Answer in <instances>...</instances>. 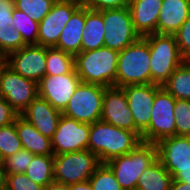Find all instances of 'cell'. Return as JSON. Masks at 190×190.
I'll return each mask as SVG.
<instances>
[{"label": "cell", "instance_id": "1", "mask_svg": "<svg viewBox=\"0 0 190 190\" xmlns=\"http://www.w3.org/2000/svg\"><path fill=\"white\" fill-rule=\"evenodd\" d=\"M141 141L133 131L121 129L102 120L90 124L88 149L101 163L131 152Z\"/></svg>", "mask_w": 190, "mask_h": 190}, {"label": "cell", "instance_id": "2", "mask_svg": "<svg viewBox=\"0 0 190 190\" xmlns=\"http://www.w3.org/2000/svg\"><path fill=\"white\" fill-rule=\"evenodd\" d=\"M119 52L108 47L81 51L74 56L75 71L83 83L116 86Z\"/></svg>", "mask_w": 190, "mask_h": 190}, {"label": "cell", "instance_id": "3", "mask_svg": "<svg viewBox=\"0 0 190 190\" xmlns=\"http://www.w3.org/2000/svg\"><path fill=\"white\" fill-rule=\"evenodd\" d=\"M143 38L149 44L151 84L162 86L184 62L175 35L152 33Z\"/></svg>", "mask_w": 190, "mask_h": 190}, {"label": "cell", "instance_id": "4", "mask_svg": "<svg viewBox=\"0 0 190 190\" xmlns=\"http://www.w3.org/2000/svg\"><path fill=\"white\" fill-rule=\"evenodd\" d=\"M135 84H151L149 44L143 37L118 56L116 87Z\"/></svg>", "mask_w": 190, "mask_h": 190}, {"label": "cell", "instance_id": "5", "mask_svg": "<svg viewBox=\"0 0 190 190\" xmlns=\"http://www.w3.org/2000/svg\"><path fill=\"white\" fill-rule=\"evenodd\" d=\"M157 159L155 143L140 142L131 152L113 158L106 164L123 190H136L139 176Z\"/></svg>", "mask_w": 190, "mask_h": 190}, {"label": "cell", "instance_id": "6", "mask_svg": "<svg viewBox=\"0 0 190 190\" xmlns=\"http://www.w3.org/2000/svg\"><path fill=\"white\" fill-rule=\"evenodd\" d=\"M100 164L89 149L54 155V181L66 186L88 181Z\"/></svg>", "mask_w": 190, "mask_h": 190}, {"label": "cell", "instance_id": "7", "mask_svg": "<svg viewBox=\"0 0 190 190\" xmlns=\"http://www.w3.org/2000/svg\"><path fill=\"white\" fill-rule=\"evenodd\" d=\"M105 88L80 82L62 114L82 123L92 124L101 120Z\"/></svg>", "mask_w": 190, "mask_h": 190}, {"label": "cell", "instance_id": "8", "mask_svg": "<svg viewBox=\"0 0 190 190\" xmlns=\"http://www.w3.org/2000/svg\"><path fill=\"white\" fill-rule=\"evenodd\" d=\"M176 99L161 87L155 94L149 126L141 133V141L157 143L176 135L174 116Z\"/></svg>", "mask_w": 190, "mask_h": 190}, {"label": "cell", "instance_id": "9", "mask_svg": "<svg viewBox=\"0 0 190 190\" xmlns=\"http://www.w3.org/2000/svg\"><path fill=\"white\" fill-rule=\"evenodd\" d=\"M98 12L103 18L105 47L120 52L141 38L134 28L128 6Z\"/></svg>", "mask_w": 190, "mask_h": 190}, {"label": "cell", "instance_id": "10", "mask_svg": "<svg viewBox=\"0 0 190 190\" xmlns=\"http://www.w3.org/2000/svg\"><path fill=\"white\" fill-rule=\"evenodd\" d=\"M0 96L20 115L38 96V84L16 73L0 59Z\"/></svg>", "mask_w": 190, "mask_h": 190}, {"label": "cell", "instance_id": "11", "mask_svg": "<svg viewBox=\"0 0 190 190\" xmlns=\"http://www.w3.org/2000/svg\"><path fill=\"white\" fill-rule=\"evenodd\" d=\"M81 6L77 0H57L49 13L39 22L37 44L56 47L62 29L72 14Z\"/></svg>", "mask_w": 190, "mask_h": 190}, {"label": "cell", "instance_id": "12", "mask_svg": "<svg viewBox=\"0 0 190 190\" xmlns=\"http://www.w3.org/2000/svg\"><path fill=\"white\" fill-rule=\"evenodd\" d=\"M3 61L13 71L37 84L46 75V47L42 45H25L8 54Z\"/></svg>", "mask_w": 190, "mask_h": 190}, {"label": "cell", "instance_id": "13", "mask_svg": "<svg viewBox=\"0 0 190 190\" xmlns=\"http://www.w3.org/2000/svg\"><path fill=\"white\" fill-rule=\"evenodd\" d=\"M90 124L76 121L62 114L51 138L54 155L88 149Z\"/></svg>", "mask_w": 190, "mask_h": 190}, {"label": "cell", "instance_id": "14", "mask_svg": "<svg viewBox=\"0 0 190 190\" xmlns=\"http://www.w3.org/2000/svg\"><path fill=\"white\" fill-rule=\"evenodd\" d=\"M101 120L121 129L133 131L141 138V132L135 126L133 115L128 107L127 96L122 87L105 88Z\"/></svg>", "mask_w": 190, "mask_h": 190}, {"label": "cell", "instance_id": "15", "mask_svg": "<svg viewBox=\"0 0 190 190\" xmlns=\"http://www.w3.org/2000/svg\"><path fill=\"white\" fill-rule=\"evenodd\" d=\"M80 82L75 68L67 74L45 75L38 83V96L62 112Z\"/></svg>", "mask_w": 190, "mask_h": 190}, {"label": "cell", "instance_id": "16", "mask_svg": "<svg viewBox=\"0 0 190 190\" xmlns=\"http://www.w3.org/2000/svg\"><path fill=\"white\" fill-rule=\"evenodd\" d=\"M162 86L156 84H135L122 87L127 96L136 128L142 133L150 123L151 110L156 92Z\"/></svg>", "mask_w": 190, "mask_h": 190}, {"label": "cell", "instance_id": "17", "mask_svg": "<svg viewBox=\"0 0 190 190\" xmlns=\"http://www.w3.org/2000/svg\"><path fill=\"white\" fill-rule=\"evenodd\" d=\"M157 158L170 172L173 168L190 167V137L171 136L156 143Z\"/></svg>", "mask_w": 190, "mask_h": 190}, {"label": "cell", "instance_id": "18", "mask_svg": "<svg viewBox=\"0 0 190 190\" xmlns=\"http://www.w3.org/2000/svg\"><path fill=\"white\" fill-rule=\"evenodd\" d=\"M20 116L51 139L58 127L62 112L55 109L47 100L37 96Z\"/></svg>", "mask_w": 190, "mask_h": 190}, {"label": "cell", "instance_id": "19", "mask_svg": "<svg viewBox=\"0 0 190 190\" xmlns=\"http://www.w3.org/2000/svg\"><path fill=\"white\" fill-rule=\"evenodd\" d=\"M163 0H130L128 8L135 30L141 37L157 33L159 11Z\"/></svg>", "mask_w": 190, "mask_h": 190}, {"label": "cell", "instance_id": "20", "mask_svg": "<svg viewBox=\"0 0 190 190\" xmlns=\"http://www.w3.org/2000/svg\"><path fill=\"white\" fill-rule=\"evenodd\" d=\"M14 0H0V59L27 45L13 27Z\"/></svg>", "mask_w": 190, "mask_h": 190}, {"label": "cell", "instance_id": "21", "mask_svg": "<svg viewBox=\"0 0 190 190\" xmlns=\"http://www.w3.org/2000/svg\"><path fill=\"white\" fill-rule=\"evenodd\" d=\"M190 15V0H163L157 33L174 35Z\"/></svg>", "mask_w": 190, "mask_h": 190}, {"label": "cell", "instance_id": "22", "mask_svg": "<svg viewBox=\"0 0 190 190\" xmlns=\"http://www.w3.org/2000/svg\"><path fill=\"white\" fill-rule=\"evenodd\" d=\"M22 149L34 155H54L51 139L40 133L31 123L20 115L14 121Z\"/></svg>", "mask_w": 190, "mask_h": 190}, {"label": "cell", "instance_id": "23", "mask_svg": "<svg viewBox=\"0 0 190 190\" xmlns=\"http://www.w3.org/2000/svg\"><path fill=\"white\" fill-rule=\"evenodd\" d=\"M85 25V7L80 6L62 29L56 48L73 56L81 52L82 31Z\"/></svg>", "mask_w": 190, "mask_h": 190}, {"label": "cell", "instance_id": "24", "mask_svg": "<svg viewBox=\"0 0 190 190\" xmlns=\"http://www.w3.org/2000/svg\"><path fill=\"white\" fill-rule=\"evenodd\" d=\"M104 23L98 11L85 7V25L82 31L81 51L104 47Z\"/></svg>", "mask_w": 190, "mask_h": 190}, {"label": "cell", "instance_id": "25", "mask_svg": "<svg viewBox=\"0 0 190 190\" xmlns=\"http://www.w3.org/2000/svg\"><path fill=\"white\" fill-rule=\"evenodd\" d=\"M171 174L157 158L139 176L136 190H169Z\"/></svg>", "mask_w": 190, "mask_h": 190}, {"label": "cell", "instance_id": "26", "mask_svg": "<svg viewBox=\"0 0 190 190\" xmlns=\"http://www.w3.org/2000/svg\"><path fill=\"white\" fill-rule=\"evenodd\" d=\"M54 155H34L24 172L29 179L44 188L54 181Z\"/></svg>", "mask_w": 190, "mask_h": 190}, {"label": "cell", "instance_id": "27", "mask_svg": "<svg viewBox=\"0 0 190 190\" xmlns=\"http://www.w3.org/2000/svg\"><path fill=\"white\" fill-rule=\"evenodd\" d=\"M162 87L176 100L190 101V69L183 62L179 65Z\"/></svg>", "mask_w": 190, "mask_h": 190}, {"label": "cell", "instance_id": "28", "mask_svg": "<svg viewBox=\"0 0 190 190\" xmlns=\"http://www.w3.org/2000/svg\"><path fill=\"white\" fill-rule=\"evenodd\" d=\"M75 68L74 56L56 47H46V75H62Z\"/></svg>", "mask_w": 190, "mask_h": 190}, {"label": "cell", "instance_id": "29", "mask_svg": "<svg viewBox=\"0 0 190 190\" xmlns=\"http://www.w3.org/2000/svg\"><path fill=\"white\" fill-rule=\"evenodd\" d=\"M12 17L13 27L21 33L24 42L27 45L37 44L39 23L15 7Z\"/></svg>", "mask_w": 190, "mask_h": 190}, {"label": "cell", "instance_id": "30", "mask_svg": "<svg viewBox=\"0 0 190 190\" xmlns=\"http://www.w3.org/2000/svg\"><path fill=\"white\" fill-rule=\"evenodd\" d=\"M22 149L21 140L18 137L15 123L0 127V158H5L14 155Z\"/></svg>", "mask_w": 190, "mask_h": 190}, {"label": "cell", "instance_id": "31", "mask_svg": "<svg viewBox=\"0 0 190 190\" xmlns=\"http://www.w3.org/2000/svg\"><path fill=\"white\" fill-rule=\"evenodd\" d=\"M57 0H14V6L38 23L49 13Z\"/></svg>", "mask_w": 190, "mask_h": 190}, {"label": "cell", "instance_id": "32", "mask_svg": "<svg viewBox=\"0 0 190 190\" xmlns=\"http://www.w3.org/2000/svg\"><path fill=\"white\" fill-rule=\"evenodd\" d=\"M93 190H123L111 168L101 163L89 179Z\"/></svg>", "mask_w": 190, "mask_h": 190}, {"label": "cell", "instance_id": "33", "mask_svg": "<svg viewBox=\"0 0 190 190\" xmlns=\"http://www.w3.org/2000/svg\"><path fill=\"white\" fill-rule=\"evenodd\" d=\"M174 116L176 135L190 137V101L176 100Z\"/></svg>", "mask_w": 190, "mask_h": 190}, {"label": "cell", "instance_id": "34", "mask_svg": "<svg viewBox=\"0 0 190 190\" xmlns=\"http://www.w3.org/2000/svg\"><path fill=\"white\" fill-rule=\"evenodd\" d=\"M34 154L26 149H21L14 155L3 160L6 174L24 173L32 161Z\"/></svg>", "mask_w": 190, "mask_h": 190}, {"label": "cell", "instance_id": "35", "mask_svg": "<svg viewBox=\"0 0 190 190\" xmlns=\"http://www.w3.org/2000/svg\"><path fill=\"white\" fill-rule=\"evenodd\" d=\"M4 190H44V187L33 182L25 173H14L6 175Z\"/></svg>", "mask_w": 190, "mask_h": 190}, {"label": "cell", "instance_id": "36", "mask_svg": "<svg viewBox=\"0 0 190 190\" xmlns=\"http://www.w3.org/2000/svg\"><path fill=\"white\" fill-rule=\"evenodd\" d=\"M183 58L190 54V15L174 34Z\"/></svg>", "mask_w": 190, "mask_h": 190}, {"label": "cell", "instance_id": "37", "mask_svg": "<svg viewBox=\"0 0 190 190\" xmlns=\"http://www.w3.org/2000/svg\"><path fill=\"white\" fill-rule=\"evenodd\" d=\"M130 0H83L81 5L89 10L101 11L106 9H118L128 6Z\"/></svg>", "mask_w": 190, "mask_h": 190}, {"label": "cell", "instance_id": "38", "mask_svg": "<svg viewBox=\"0 0 190 190\" xmlns=\"http://www.w3.org/2000/svg\"><path fill=\"white\" fill-rule=\"evenodd\" d=\"M19 116L11 105L0 96V127L12 124Z\"/></svg>", "mask_w": 190, "mask_h": 190}, {"label": "cell", "instance_id": "39", "mask_svg": "<svg viewBox=\"0 0 190 190\" xmlns=\"http://www.w3.org/2000/svg\"><path fill=\"white\" fill-rule=\"evenodd\" d=\"M172 176V180L179 182L190 183V167L188 168H173L169 172Z\"/></svg>", "mask_w": 190, "mask_h": 190}, {"label": "cell", "instance_id": "40", "mask_svg": "<svg viewBox=\"0 0 190 190\" xmlns=\"http://www.w3.org/2000/svg\"><path fill=\"white\" fill-rule=\"evenodd\" d=\"M68 190H93V189L88 180V181L68 185Z\"/></svg>", "mask_w": 190, "mask_h": 190}, {"label": "cell", "instance_id": "41", "mask_svg": "<svg viewBox=\"0 0 190 190\" xmlns=\"http://www.w3.org/2000/svg\"><path fill=\"white\" fill-rule=\"evenodd\" d=\"M169 190H190V183H184L172 180Z\"/></svg>", "mask_w": 190, "mask_h": 190}, {"label": "cell", "instance_id": "42", "mask_svg": "<svg viewBox=\"0 0 190 190\" xmlns=\"http://www.w3.org/2000/svg\"><path fill=\"white\" fill-rule=\"evenodd\" d=\"M6 172L4 169V163L3 160H0V190H4L5 189V185H6Z\"/></svg>", "mask_w": 190, "mask_h": 190}, {"label": "cell", "instance_id": "43", "mask_svg": "<svg viewBox=\"0 0 190 190\" xmlns=\"http://www.w3.org/2000/svg\"><path fill=\"white\" fill-rule=\"evenodd\" d=\"M44 190H68V186L59 183V182H51L50 184H48Z\"/></svg>", "mask_w": 190, "mask_h": 190}, {"label": "cell", "instance_id": "44", "mask_svg": "<svg viewBox=\"0 0 190 190\" xmlns=\"http://www.w3.org/2000/svg\"><path fill=\"white\" fill-rule=\"evenodd\" d=\"M184 63L189 67L190 69V54L184 58Z\"/></svg>", "mask_w": 190, "mask_h": 190}]
</instances>
